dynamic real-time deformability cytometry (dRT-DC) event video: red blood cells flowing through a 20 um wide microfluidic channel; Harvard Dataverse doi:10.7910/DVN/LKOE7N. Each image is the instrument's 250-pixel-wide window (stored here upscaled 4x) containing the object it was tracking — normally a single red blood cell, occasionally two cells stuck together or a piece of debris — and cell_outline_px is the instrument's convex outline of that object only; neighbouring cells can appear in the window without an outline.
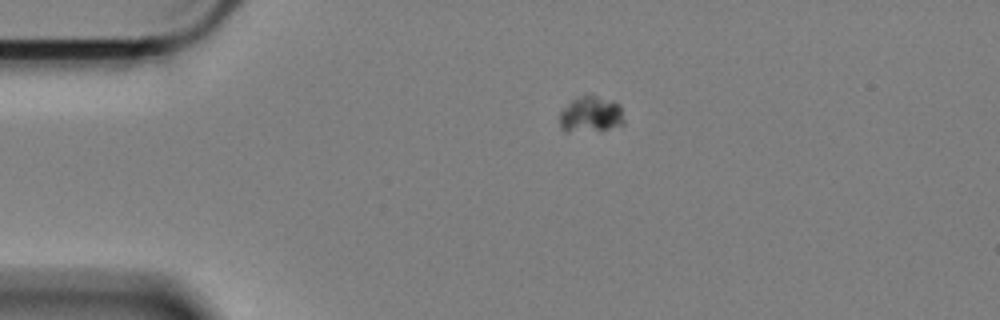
{"species": "Egyptian fruit bat (a non-hibernating species)", "species_latin": "Rousettus aegyptiacus", "temperature_condition": "cold", "stored_images_in_passage": 40, "camera_frame_rate_fps": 3000, "um_per_image_px": 0.085, "animal": {"sex": "female"}, "frame": {"image": 1, "passage_image": 1, "time_ms": 0.0, "image_size_px": [1000, 320], "cell_outline_px": [[624, 124], [608, 128], [568, 132], [564, 132], [560, 128], [560, 112], [572, 100], [580, 96], [596, 96], [612, 100], [620, 104], [624, 120]], "centroid_in_image_um": [50.21, 9.72], "position_along_channel_um": 34.8, "area_um2": 13.29}}
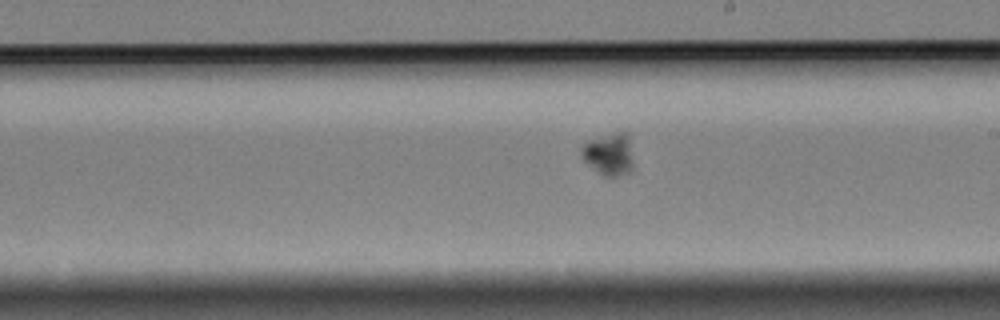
{"frame": {"image": 2, "passage_image": 23, "time_ms": 7.333, "image_size_px": [1000, 320], "cell_outline_px": [[632, 168], [628, 172], [616, 176], [604, 176], [588, 164], [580, 156], [580, 148], [588, 140], [616, 132], [628, 132], [632, 160]], "centroid_in_image_um": [51.74, 13.09], "position_along_channel_um": 237.3, "area_um2": 12.66}}
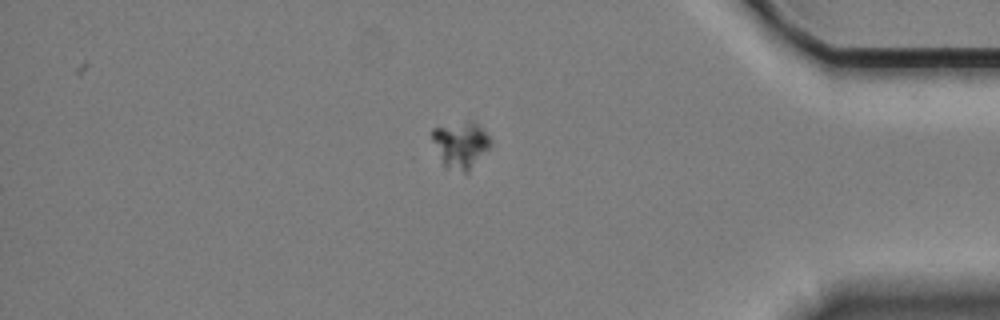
{"frame": {"image": 3, "passage_image": 40, "time_ms": 13.0, "image_size_px": [1000, 320], "cell_outline_px": [[492, 144], [468, 172], [464, 172], [444, 168], [432, 140], [432, 128], [472, 120], [492, 140]], "centroid_in_image_um": [39.14, 12.32], "position_along_channel_um": 396.1, "area_um2": 15.66}, "authors_computed_cell_mechanics": {"area_um2": 13.0628, "velocity_mm_per_s": 3.306, "shape_relaxation_time_tau1_ms": 1.605, "shape_relaxation_time_tau2_ms": null, "deformation_change_tau1": 0.0739, "deformation_change_tau2": null}}